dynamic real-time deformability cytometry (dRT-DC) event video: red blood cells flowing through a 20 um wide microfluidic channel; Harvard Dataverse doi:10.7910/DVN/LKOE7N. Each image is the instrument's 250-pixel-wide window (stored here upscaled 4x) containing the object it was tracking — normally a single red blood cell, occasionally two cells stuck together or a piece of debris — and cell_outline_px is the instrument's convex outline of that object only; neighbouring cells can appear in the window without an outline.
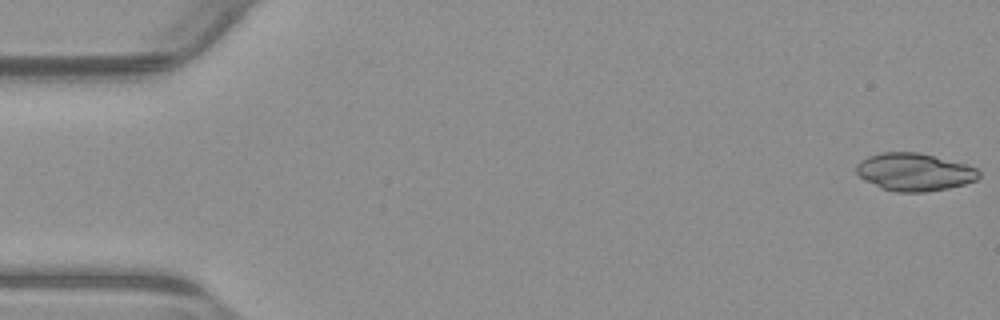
{"species": "common noctule bat (a hibernating species)", "species_latin": "Nyctalus noctula", "temperature_condition": "warm", "stored_images_in_passage": 54, "camera_frame_rate_fps": 3000, "um_per_image_px": 0.085, "animal": {"sex": "male", "body_mass_g": 23.1, "forearm_length_mm": 52.7}, "frame": {"image": 1, "passage_image": 1, "time_ms": 0.0, "image_size_px": [1000, 320], "cell_outline_px": [[980, 176], [976, 180], [964, 184], [948, 188], [924, 192], [896, 192], [880, 188], [864, 180], [856, 172], [856, 164], [860, 160], [868, 156], [884, 152], [920, 152], [968, 164], [976, 168], [980, 172]], "centroid_in_image_um": [77.72, 14.61], "position_along_channel_um": 7.3, "area_um2": 27.17}}
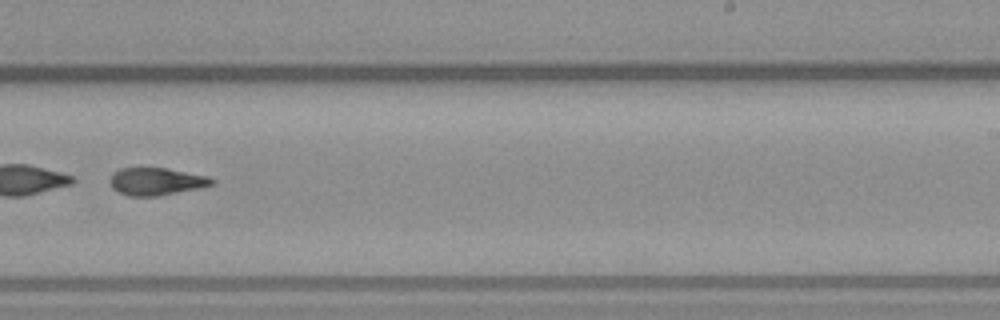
{"frame": {"image": 2, "passage_image": 34, "time_ms": 11.0, "image_size_px": [1000, 320], "cell_outline_px": [[216, 184], [204, 188], [156, 196], [128, 196], [116, 192], [112, 188], [108, 180], [112, 172], [120, 168], [164, 168], [208, 176], [216, 180]], "centroid_in_image_um": [13.28, 15.43], "position_along_channel_um": 275.7, "area_um2": 16.7}, "authors_computed_cell_mechanics": {"area_um2": 27.166, "velocity_mm_per_s": 3.8401, "shape_relaxation_time_tau1_ms": 8.1862, "shape_relaxation_time_tau2_ms": 3.6672, "deformation_change_tau1": 0.2046, "deformation_change_tau2": 0.1237}}